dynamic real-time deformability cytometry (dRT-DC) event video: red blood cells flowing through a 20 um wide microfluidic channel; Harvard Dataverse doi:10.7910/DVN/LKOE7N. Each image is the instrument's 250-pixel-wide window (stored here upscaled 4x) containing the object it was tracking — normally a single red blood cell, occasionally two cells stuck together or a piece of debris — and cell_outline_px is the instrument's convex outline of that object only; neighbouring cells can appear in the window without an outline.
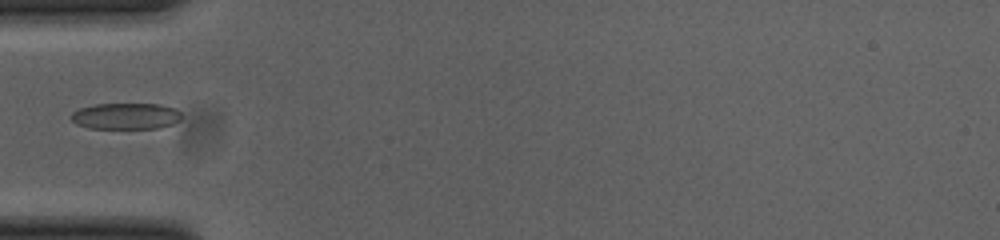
{"species": "common noctule bat (a hibernating species)", "species_latin": "Nyctalus noctula", "temperature_condition": "cold", "stored_images_in_passage": 36, "camera_frame_rate_fps": 3000, "um_per_image_px": 0.085, "animal": {"sex": "female", "body_mass_g": 23.0, "forearm_length_mm": 53.4}, "frame": {"image": 1, "passage_image": 1, "time_ms": 0.0, "image_size_px": [1000, 240], "cell_outline_px": [[180, 120], [172, 124], [160, 128], [88, 128], [76, 124], [72, 120], [72, 112], [80, 108], [96, 104], [160, 104], [176, 108], [180, 112]], "centroid_in_image_um": [10.71, 9.87], "position_along_channel_um": 74.3, "area_um2": 16.88}}
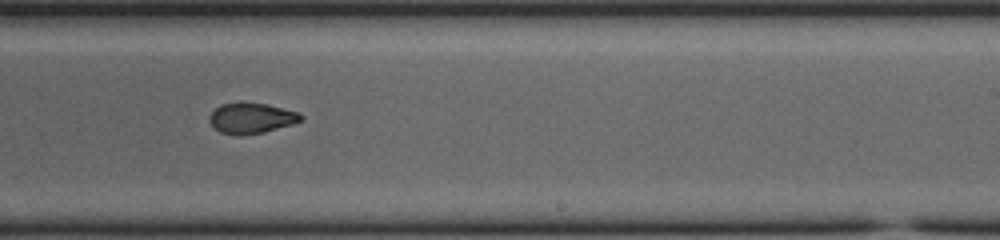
{"frame": {"image": 2, "passage_image": 16, "time_ms": 5.0, "image_size_px": [1000, 240], "cell_outline_px": [[304, 120], [292, 124], [264, 132], [240, 136], [236, 136], [220, 132], [208, 120], [208, 116], [220, 104], [240, 100], [244, 100], [268, 104], [300, 112], [304, 116]], "centroid_in_image_um": [21.37, 10.01], "position_along_channel_um": 267.6, "area_um2": 16.94}}
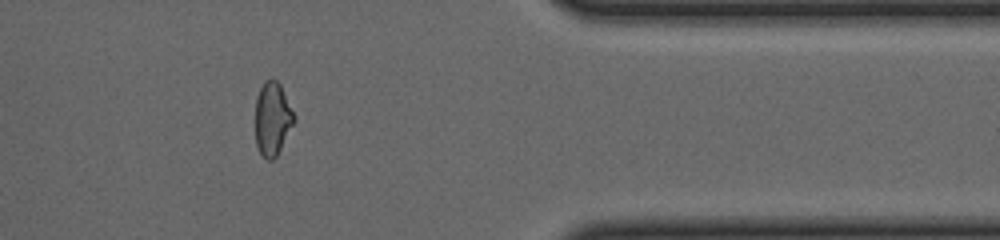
{"frame": {"image": 3, "passage_image": 27, "time_ms": 8.667, "image_size_px": [1000, 240], "cell_outline_px": [[296, 120], [276, 156], [272, 160], [268, 160], [260, 152], [256, 144], [256, 96], [264, 80], [272, 76], [280, 84]], "centroid_in_image_um": [23.15, 10.05], "position_along_channel_um": 388.3, "area_um2": 16.42}}